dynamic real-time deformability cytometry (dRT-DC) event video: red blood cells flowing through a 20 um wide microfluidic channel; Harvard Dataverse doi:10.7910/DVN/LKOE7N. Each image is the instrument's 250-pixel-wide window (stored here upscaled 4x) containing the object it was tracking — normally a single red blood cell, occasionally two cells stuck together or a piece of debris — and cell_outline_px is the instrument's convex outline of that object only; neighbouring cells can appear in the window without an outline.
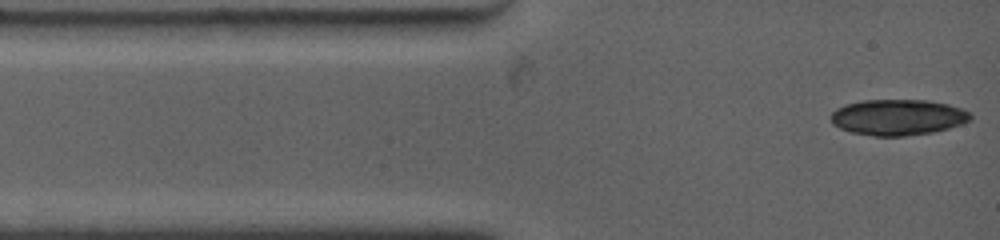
{"species": "common noctule bat (a hibernating species)", "species_latin": "Nyctalus noctula", "temperature_condition": "warm", "stored_images_in_passage": 5, "camera_frame_rate_fps": 4500, "um_per_image_px": 0.085, "animal": {"sex": "female", "body_mass_g": 19.0, "forearm_length_mm": 53.3}, "frame": {"image": 1, "passage_image": 1, "time_ms": 0.0, "image_size_px": [1000, 240], "cell_outline_px": [[972, 120], [948, 128], [932, 132], [904, 136], [876, 136], [852, 132], [840, 128], [832, 124], [832, 112], [836, 108], [844, 104], [864, 100], [928, 100], [948, 104], [972, 112]], "centroid_in_image_um": [76.34, 9.96], "position_along_channel_um": 8.7, "area_um2": 29.19}}